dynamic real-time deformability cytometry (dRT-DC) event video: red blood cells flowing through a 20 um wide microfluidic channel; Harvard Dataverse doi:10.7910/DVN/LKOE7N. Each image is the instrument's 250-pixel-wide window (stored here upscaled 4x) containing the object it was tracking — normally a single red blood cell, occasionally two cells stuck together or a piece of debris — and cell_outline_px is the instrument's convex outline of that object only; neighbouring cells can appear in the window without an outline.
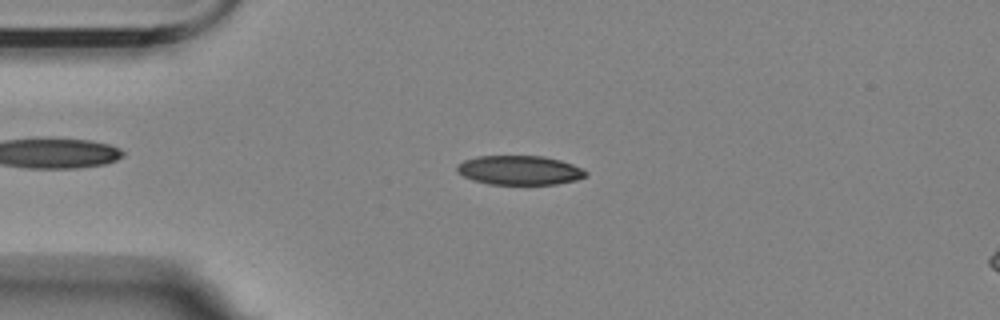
{"species": "Egyptian fruit bat (a non-hibernating species)", "species_latin": "Rousettus aegyptiacus", "temperature_condition": "room temperature", "stored_images_in_passage": 46, "camera_frame_rate_fps": 3000, "um_per_image_px": 0.085, "animal": {"sex": "female"}, "frame": {"image": 1, "passage_image": 3, "time_ms": 0.667, "image_size_px": [1000, 320], "cell_outline_px": [[588, 176], [576, 180], [556, 184], [488, 184], [472, 180], [456, 172], [456, 164], [464, 160], [476, 156], [544, 156], [560, 160], [572, 164], [588, 172]], "centroid_in_image_um": [44.13, 14.47], "position_along_channel_um": 40.9, "area_um2": 22.08}}
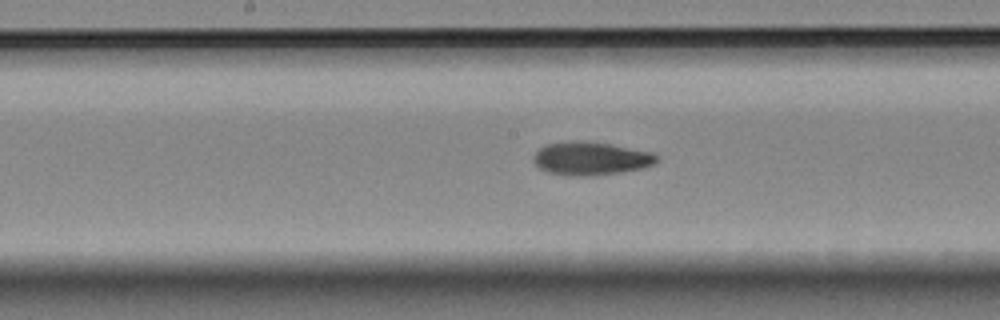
{"frame": {"image": 2, "passage_image": 18, "time_ms": 5.667, "image_size_px": [1000, 320], "cell_outline_px": [[660, 160], [656, 164], [644, 168], [596, 176], [568, 176], [548, 172], [540, 168], [532, 160], [532, 156], [540, 148], [548, 144], [608, 144], [652, 152], [660, 156]], "centroid_in_image_um": [50.3, 13.54], "position_along_channel_um": 197.9, "area_um2": 23.18}}
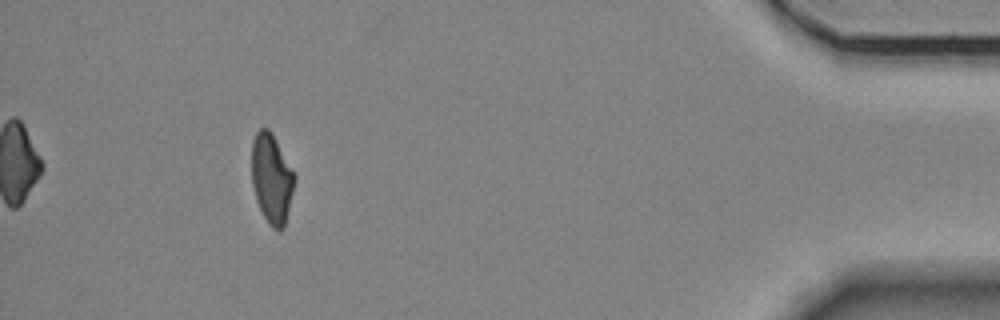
{"frame": {"image": 3, "passage_image": 41, "time_ms": 13.333, "image_size_px": [1000, 320], "cell_outline_px": [[296, 180], [284, 228], [272, 228], [268, 224], [256, 200], [252, 184], [252, 140], [256, 132], [260, 128], [268, 128], [272, 132], [296, 176]], "centroid_in_image_um": [23.09, 15.15], "position_along_channel_um": 412.1, "area_um2": 22.37}, "authors_computed_cell_mechanics": {"area_um2": 23.2067, "velocity_mm_per_s": 3.58, "shape_relaxation_time_tau1_ms": 6.7669, "shape_relaxation_time_tau2_ms": 4.2484, "deformation_change_tau1": 0.1731, "deformation_change_tau2": 0.0896}}